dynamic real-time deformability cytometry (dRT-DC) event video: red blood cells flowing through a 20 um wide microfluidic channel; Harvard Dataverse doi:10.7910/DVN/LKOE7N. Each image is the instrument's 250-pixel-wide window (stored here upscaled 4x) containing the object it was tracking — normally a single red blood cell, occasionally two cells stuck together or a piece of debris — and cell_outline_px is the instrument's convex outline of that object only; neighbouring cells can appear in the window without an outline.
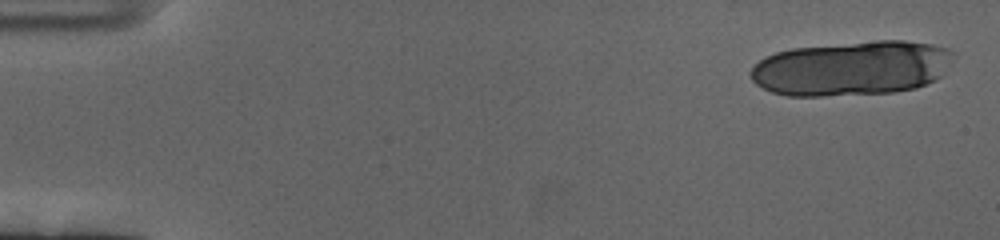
{"species": "human", "species_latin": "Homo sapiens", "temperature_condition": "cold", "stored_images_in_passage": 24, "camera_frame_rate_fps": 3000, "um_per_image_px": 0.085, "donor": {"sex": "female"}, "frame": {"image": 1, "passage_image": 4, "time_ms": 1.0, "image_size_px": [1000, 240], "cell_outline_px": [[928, 80], [920, 84], [908, 88], [872, 92], [780, 92], [768, 88], [756, 80], [756, 68], [764, 60], [772, 56], [784, 52], [808, 48], [864, 44], [916, 44]], "centroid_in_image_um": [71.74, 5.87], "position_along_channel_um": 13.3, "area_um2": 50.92}}